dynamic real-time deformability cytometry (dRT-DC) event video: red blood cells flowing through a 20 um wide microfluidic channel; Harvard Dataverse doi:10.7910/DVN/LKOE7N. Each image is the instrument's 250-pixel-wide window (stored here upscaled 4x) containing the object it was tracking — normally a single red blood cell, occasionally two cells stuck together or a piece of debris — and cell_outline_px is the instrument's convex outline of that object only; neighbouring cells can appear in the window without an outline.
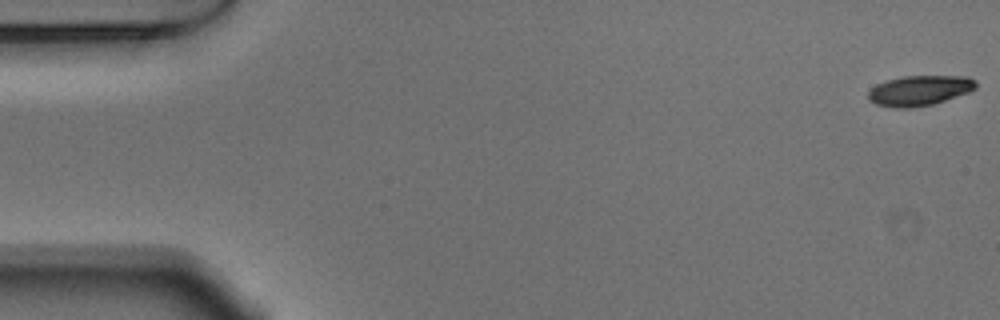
{"species": "Egyptian fruit bat (a non-hibernating species)", "species_latin": "Rousettus aegyptiacus", "temperature_condition": "warm", "stored_images_in_passage": 54, "camera_frame_rate_fps": 3000, "um_per_image_px": 0.085, "animal": {"sex": "male"}, "frame": {"image": 1, "passage_image": 1, "time_ms": 0.0, "image_size_px": [1000, 320], "cell_outline_px": [[976, 88], [968, 92], [932, 104], [912, 108], [896, 108], [876, 104], [868, 100], [868, 92], [876, 84], [888, 80], [904, 76], [968, 76], [976, 80]], "centroid_in_image_um": [78.15, 7.69], "position_along_channel_um": 6.9, "area_um2": 18.84}}
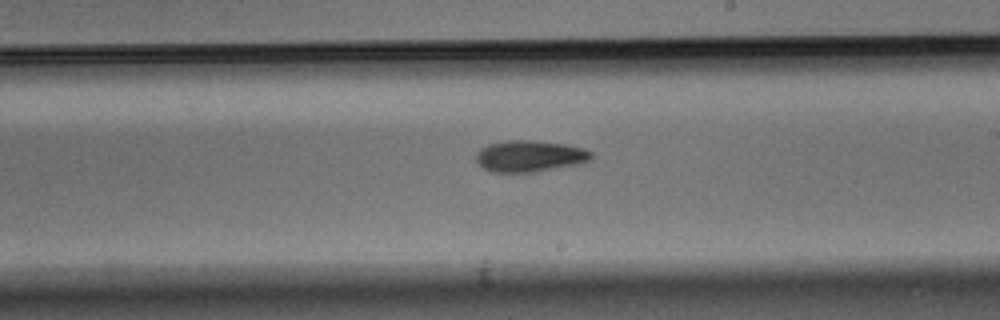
{"frame": {"image": 2, "passage_image": 31, "time_ms": 10.0, "image_size_px": [1000, 320], "cell_outline_px": [[596, 156], [592, 160], [580, 164], [536, 172], [492, 172], [484, 168], [476, 160], [476, 152], [480, 148], [488, 144], [508, 140], [532, 140], [564, 144], [584, 148], [592, 152]], "centroid_in_image_um": [45.08, 13.27], "position_along_channel_um": 243.9, "area_um2": 21.39}}
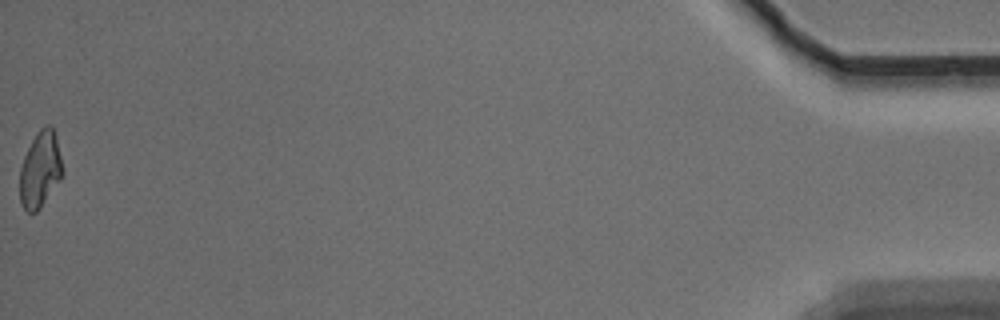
{"frame": {"image": 3, "passage_image": 54, "time_ms": 17.667, "image_size_px": [1000, 320], "cell_outline_px": [[64, 172], [60, 180], [40, 208], [36, 212], [28, 212], [20, 204], [20, 168], [24, 156], [32, 140], [40, 128], [44, 124], [52, 124], [56, 136], [64, 168]], "centroid_in_image_um": [3.44, 14.38], "position_along_channel_um": 431.8, "area_um2": 19.13}, "authors_computed_cell_mechanics": {"area_um2": 20.1144, "velocity_mm_per_s": 3.7546, "shape_relaxation_time_tau1_ms": 3.9498, "shape_relaxation_time_tau2_ms": null, "deformation_change_tau1": 0.1454, "deformation_change_tau2": null}}